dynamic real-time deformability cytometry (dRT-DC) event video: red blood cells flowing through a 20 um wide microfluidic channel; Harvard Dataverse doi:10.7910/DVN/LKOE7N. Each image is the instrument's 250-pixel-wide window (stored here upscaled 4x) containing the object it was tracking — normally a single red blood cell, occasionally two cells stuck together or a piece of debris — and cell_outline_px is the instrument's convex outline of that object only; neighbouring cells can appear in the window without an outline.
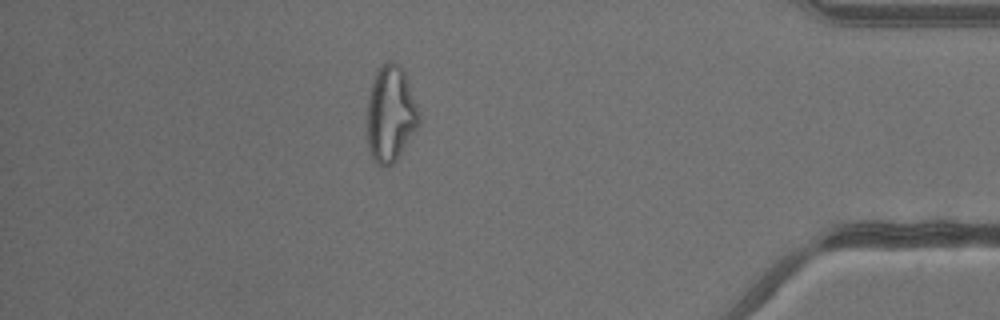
{"species": "common noctule bat (a hibernating species)", "species_latin": "Nyctalus noctula", "temperature_condition": "warm", "stored_images_in_passage": 34, "camera_frame_rate_fps": 3000, "um_per_image_px": 0.085, "animal": {"sex": "male", "body_mass_g": 13.3}, "frame": {"image": 1, "passage_image": 29, "time_ms": 9.333, "image_size_px": [1000, 320], "cell_outline_px": [[420, 124], [396, 160], [388, 168], [384, 168], [376, 164], [368, 148], [368, 100], [376, 68], [388, 60], [396, 60], [404, 68], [420, 112]], "centroid_in_image_um": [33.23, 9.65], "position_along_channel_um": 402.0, "area_um2": 29.59}}